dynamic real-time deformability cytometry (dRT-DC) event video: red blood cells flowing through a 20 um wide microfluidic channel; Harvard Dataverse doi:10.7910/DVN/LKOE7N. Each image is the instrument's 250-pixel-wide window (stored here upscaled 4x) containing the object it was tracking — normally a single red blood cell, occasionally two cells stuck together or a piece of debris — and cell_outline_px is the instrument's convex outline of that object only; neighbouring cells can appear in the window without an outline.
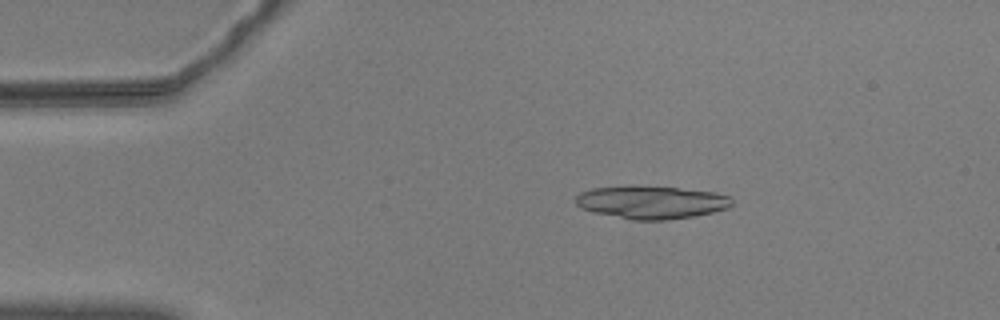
{"species": "common noctule bat (a hibernating species)", "species_latin": "Nyctalus noctula", "temperature_condition": "warm", "stored_images_in_passage": 55, "camera_frame_rate_fps": 3000, "um_per_image_px": 0.085, "animal": {"sex": "male", "body_mass_g": 20.5, "forearm_length_mm": 52.5}, "frame": {"image": 1, "passage_image": 10, "time_ms": 3.0, "image_size_px": [1000, 320], "cell_outline_px": [[732, 204], [728, 208], [712, 212], [692, 216], [668, 220], [632, 220], [592, 212], [580, 208], [576, 204], [576, 196], [580, 192], [592, 188], [628, 184], [676, 188], [716, 192], [732, 196]], "centroid_in_image_um": [55.33, 17.17], "position_along_channel_um": 29.7, "area_um2": 30.46}}